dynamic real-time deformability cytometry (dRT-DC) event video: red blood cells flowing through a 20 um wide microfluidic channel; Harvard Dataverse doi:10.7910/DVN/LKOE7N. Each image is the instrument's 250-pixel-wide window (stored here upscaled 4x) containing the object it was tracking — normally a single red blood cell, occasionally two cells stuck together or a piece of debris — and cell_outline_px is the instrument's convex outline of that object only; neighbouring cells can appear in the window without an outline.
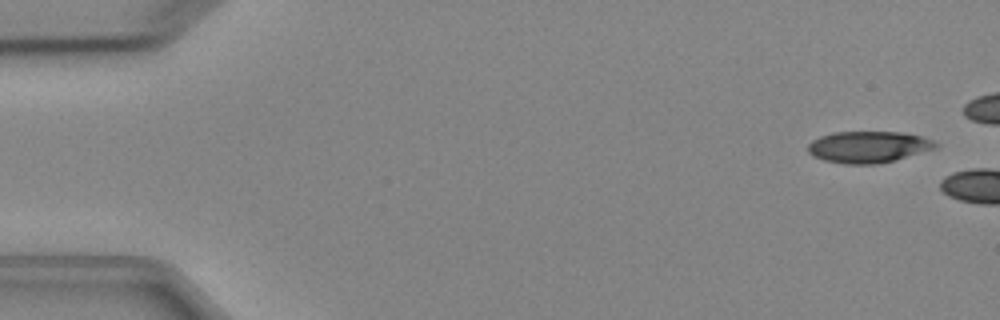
{"species": "Egyptian fruit bat (a non-hibernating species)", "species_latin": "Rousettus aegyptiacus", "temperature_condition": "cold", "stored_images_in_passage": 2, "camera_frame_rate_fps": 3000, "um_per_image_px": 0.085, "animal": {"sex": "female"}, "frame": {"image": 1, "passage_image": 1, "time_ms": 0.0, "image_size_px": [1000, 320], "cell_outline_px": [[940, 144], [936, 148], [896, 160], [876, 164], [844, 164], [824, 160], [812, 156], [808, 152], [808, 144], [812, 140], [820, 136], [832, 132], [904, 132], [924, 136]], "centroid_in_image_um": [73.82, 12.48], "position_along_channel_um": 11.2, "area_um2": 23.7}}